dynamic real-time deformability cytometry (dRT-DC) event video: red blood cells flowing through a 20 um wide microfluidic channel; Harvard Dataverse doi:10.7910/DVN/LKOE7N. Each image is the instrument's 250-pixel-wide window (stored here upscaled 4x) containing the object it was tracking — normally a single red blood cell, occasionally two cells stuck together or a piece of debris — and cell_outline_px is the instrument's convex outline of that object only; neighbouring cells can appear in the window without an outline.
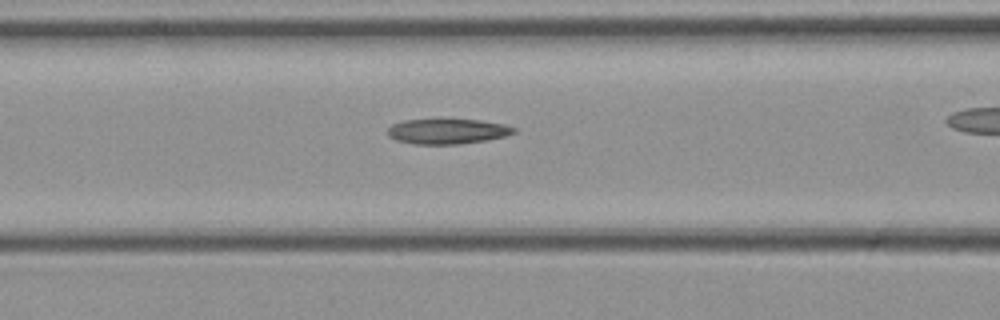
{"species": "common noctule bat (a hibernating species)", "species_latin": "Nyctalus noctula", "temperature_condition": "cold", "stored_images_in_passage": 36, "camera_frame_rate_fps": 3000, "um_per_image_px": 0.085, "animal": {"sex": "female", "body_mass_g": 21.9}, "frame": {"image": 1, "passage_image": 19, "time_ms": 6.0, "image_size_px": [1000, 320], "cell_outline_px": [[516, 132], [504, 136], [484, 140], [460, 144], [412, 144], [396, 140], [388, 136], [388, 128], [392, 124], [404, 120], [480, 120], [504, 124], [516, 128]], "centroid_in_image_um": [38.01, 11.17], "position_along_channel_um": 128.6, "area_um2": 18.32}}
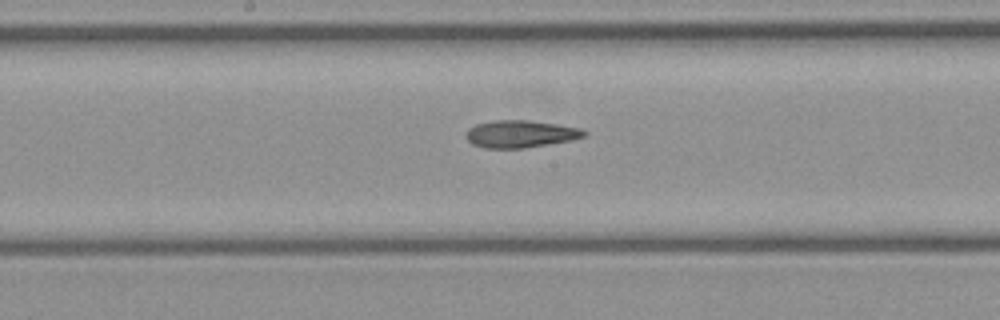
{"frame": {"image": 2, "passage_image": 24, "time_ms": 7.667, "image_size_px": [1000, 320], "cell_outline_px": [[588, 136], [572, 140], [524, 148], [484, 148], [472, 144], [464, 136], [468, 128], [476, 124], [496, 120], [528, 120], [556, 124], [580, 128], [588, 132]], "centroid_in_image_um": [44.24, 11.39], "position_along_channel_um": 204.0, "area_um2": 18.9}}
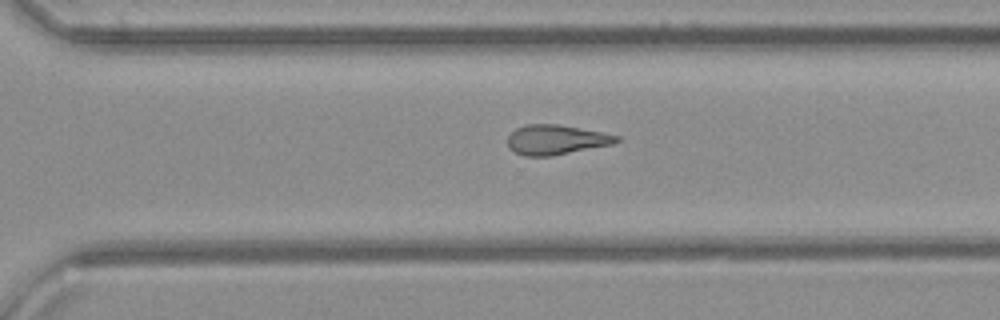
{"frame": {"image": 3, "passage_image": 32, "time_ms": 10.333, "image_size_px": [1000, 320], "cell_outline_px": [[620, 140], [612, 144], [552, 156], [524, 156], [512, 152], [508, 148], [508, 136], [516, 128], [528, 124], [556, 124], [604, 132], [620, 136]], "centroid_in_image_um": [47.25, 11.88], "position_along_channel_um": 323.4, "area_um2": 18.96}}